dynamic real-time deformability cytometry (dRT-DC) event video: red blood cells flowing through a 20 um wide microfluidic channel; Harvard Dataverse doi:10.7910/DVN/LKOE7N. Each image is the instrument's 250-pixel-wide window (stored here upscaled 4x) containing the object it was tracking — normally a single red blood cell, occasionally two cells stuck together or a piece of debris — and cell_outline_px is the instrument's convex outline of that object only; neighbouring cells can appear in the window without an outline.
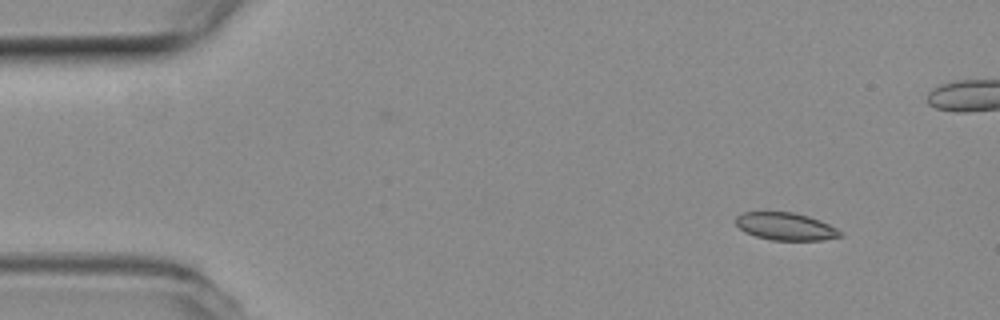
{"species": "common noctule bat (a hibernating species)", "species_latin": "Nyctalus noctula", "temperature_condition": "room temperature", "stored_images_in_passage": 4, "camera_frame_rate_fps": 3000, "um_per_image_px": 0.085, "animal": {"sex": "female", "body_mass_g": 19.3, "forearm_length_mm": 54.1}, "frame": {"image": 1, "passage_image": 1, "time_ms": 0.0, "image_size_px": [1000, 320], "cell_outline_px": [[844, 232], [840, 236], [824, 240], [772, 240], [756, 236], [744, 232], [736, 224], [736, 216], [744, 212], [792, 212], [808, 216], [820, 220]], "centroid_in_image_um": [66.78, 19.25], "position_along_channel_um": 18.2, "area_um2": 16.7}}
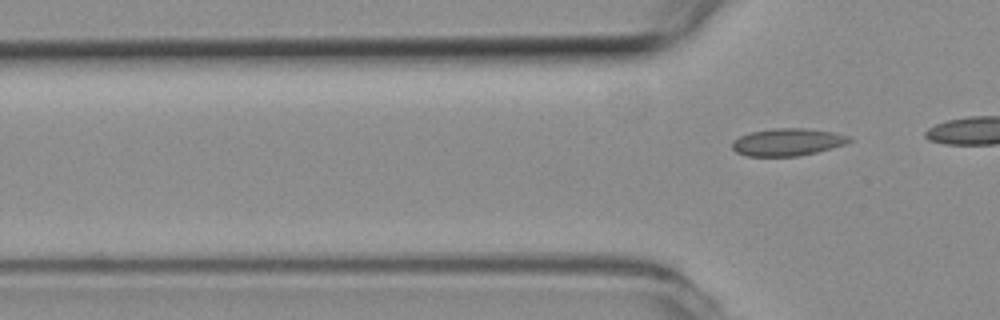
{"frame": {"image": 2, "passage_image": 4, "time_ms": 1.0, "image_size_px": [1000, 320], "cell_outline_px": [[852, 140], [844, 144], [832, 148], [800, 156], [748, 156], [736, 152], [732, 148], [732, 140], [740, 136], [752, 132], [772, 128], [804, 128], [832, 132], [848, 136]], "centroid_in_image_um": [66.91, 12.08], "position_along_channel_um": 58.9, "area_um2": 18.55}}